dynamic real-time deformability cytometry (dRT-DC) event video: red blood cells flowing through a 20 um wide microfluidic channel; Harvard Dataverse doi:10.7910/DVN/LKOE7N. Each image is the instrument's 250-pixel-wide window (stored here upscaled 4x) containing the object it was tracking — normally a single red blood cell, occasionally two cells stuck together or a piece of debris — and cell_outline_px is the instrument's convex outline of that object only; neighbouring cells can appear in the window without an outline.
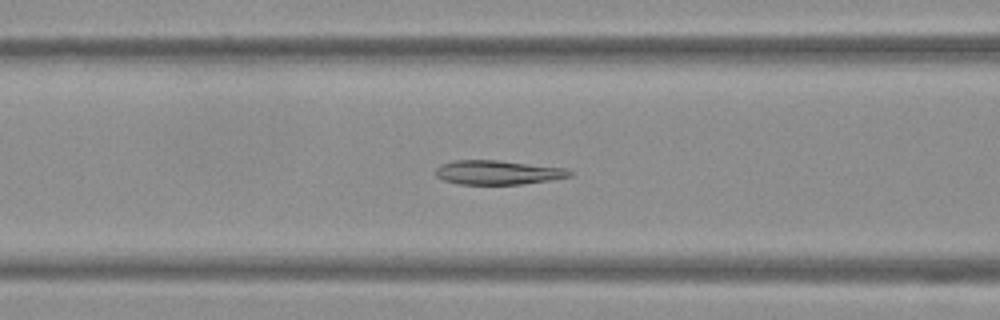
{"species": "Egyptian fruit bat (a non-hibernating species)", "species_latin": "Rousettus aegyptiacus", "temperature_condition": "warm", "stored_images_in_passage": 53, "segment_of_instrument_passage": [1, 2], "camera_frame_rate_fps": 3000, "um_per_image_px": 0.085, "frame": {"image": 1, "passage_image": 20, "time_ms": 6.333, "image_size_px": [1000, 320], "cell_outline_px": [[576, 172], [572, 176], [524, 184], [460, 184], [444, 180], [436, 176], [436, 168], [440, 164], [452, 160], [496, 160], [564, 168]], "centroid_in_image_um": [42.31, 14.65], "position_along_channel_um": 124.3, "area_um2": 18.84}}
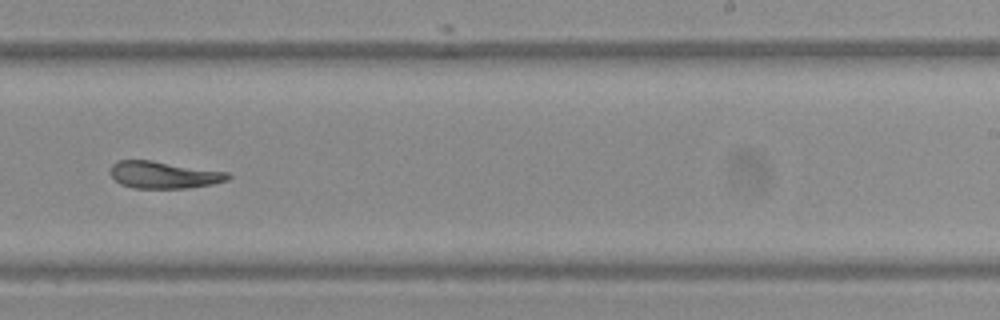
{"frame": {"image": 2, "passage_image": 32, "time_ms": 10.333, "image_size_px": [1000, 320], "cell_outline_px": [[232, 176], [228, 180], [212, 184], [188, 188], [132, 188], [120, 184], [108, 172], [108, 168], [116, 160], [152, 160], [228, 172]], "centroid_in_image_um": [13.88, 14.86], "position_along_channel_um": 275.1, "area_um2": 18.79}}
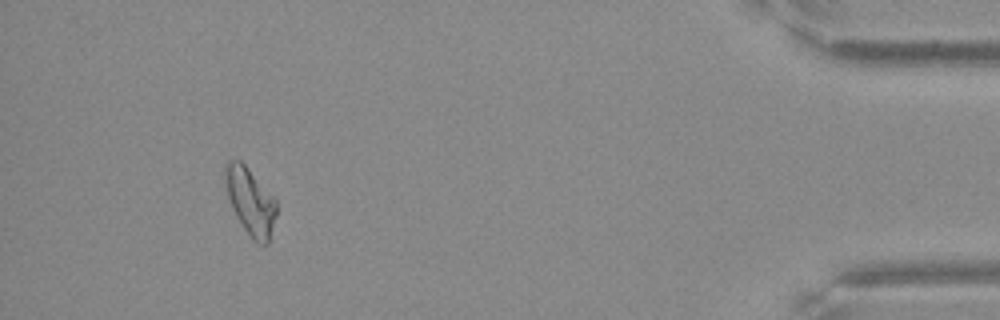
{"frame": {"image": 3, "passage_image": 48, "time_ms": 15.667, "image_size_px": [1000, 320], "cell_outline_px": [[276, 216], [268, 244], [256, 244], [252, 240], [236, 216], [228, 196], [224, 180], [224, 164], [228, 160], [240, 160], [244, 164], [276, 200]], "centroid_in_image_um": [21.27, 17.12], "position_along_channel_um": 413.9, "area_um2": 19.83}}